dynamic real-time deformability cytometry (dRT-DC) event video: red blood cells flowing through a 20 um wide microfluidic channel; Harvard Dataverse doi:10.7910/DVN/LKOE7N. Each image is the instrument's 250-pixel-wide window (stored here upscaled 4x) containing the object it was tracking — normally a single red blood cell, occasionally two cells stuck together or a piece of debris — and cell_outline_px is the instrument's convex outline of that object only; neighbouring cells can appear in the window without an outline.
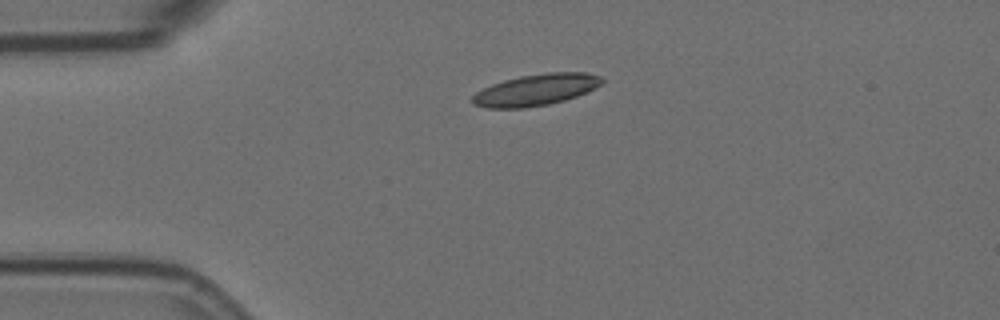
{"species": "Egyptian fruit bat (a non-hibernating species)", "species_latin": "Rousettus aegyptiacus", "temperature_condition": "room temperature", "stored_images_in_passage": 3, "camera_frame_rate_fps": 3000, "um_per_image_px": 0.085, "animal": {"sex": "female"}, "frame": {"image": 1, "passage_image": 1, "time_ms": 0.0, "image_size_px": [1000, 320], "cell_outline_px": [[604, 84], [588, 92], [564, 100], [548, 104], [524, 108], [488, 108], [472, 104], [472, 96], [476, 92], [492, 84], [504, 80], [520, 76], [548, 72], [584, 72], [600, 76], [604, 80]], "centroid_in_image_um": [45.58, 7.63], "position_along_channel_um": 39.4, "area_um2": 23.81}}
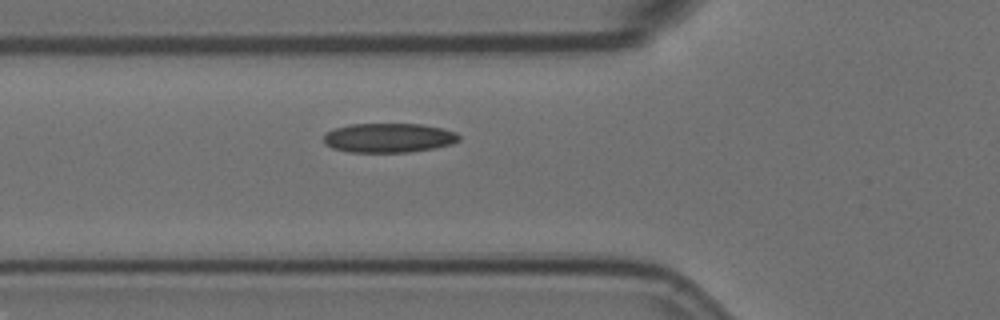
{"frame": {"image": 2, "passage_image": 3, "time_ms": 0.667, "image_size_px": [1000, 320], "cell_outline_px": [[460, 140], [452, 144], [432, 148], [408, 152], [348, 152], [332, 148], [324, 144], [324, 132], [348, 124], [420, 124], [444, 128], [456, 132], [460, 136]], "centroid_in_image_um": [33.02, 11.71], "position_along_channel_um": 92.8, "area_um2": 23.29}}